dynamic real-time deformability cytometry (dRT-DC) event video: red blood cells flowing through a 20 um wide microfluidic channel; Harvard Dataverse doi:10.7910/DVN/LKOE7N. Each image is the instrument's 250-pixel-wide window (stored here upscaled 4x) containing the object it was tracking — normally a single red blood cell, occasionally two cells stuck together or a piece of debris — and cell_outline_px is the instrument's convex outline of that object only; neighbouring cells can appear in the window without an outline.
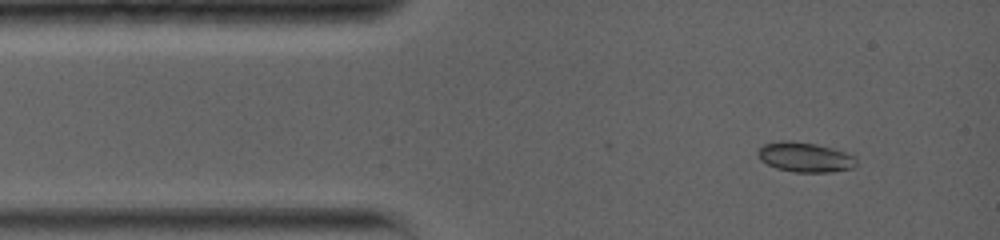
{"species": "common noctule bat (a hibernating species)", "species_latin": "Nyctalus noctula", "temperature_condition": "warm", "stored_images_in_passage": 25, "camera_frame_rate_fps": 5000, "um_per_image_px": 0.085, "animal": {"sex": "female", "body_mass_g": 19.0, "forearm_length_mm": 56.7}, "frame": {"image": 1, "passage_image": 1, "time_ms": 0.0, "image_size_px": [1000, 240], "cell_outline_px": [[856, 164], [852, 168], [832, 172], [792, 172], [776, 168], [760, 160], [756, 156], [756, 152], [764, 144], [780, 140], [788, 140], [816, 144], [832, 148], [844, 152], [852, 156], [856, 160]], "centroid_in_image_um": [68.37, 13.36], "position_along_channel_um": 16.6, "area_um2": 17.11}}
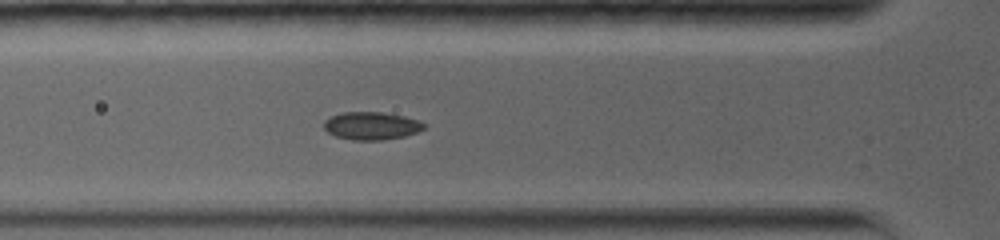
{"frame": {"image": 2, "passage_image": 14, "time_ms": 3.2, "image_size_px": [1000, 240], "cell_outline_px": [[424, 128], [416, 132], [404, 136], [380, 140], [352, 140], [336, 136], [328, 132], [324, 128], [324, 120], [340, 112], [380, 112], [404, 116], [416, 120], [424, 124]], "centroid_in_image_um": [31.52, 10.69], "position_along_channel_um": 94.3, "area_um2": 16.01}}
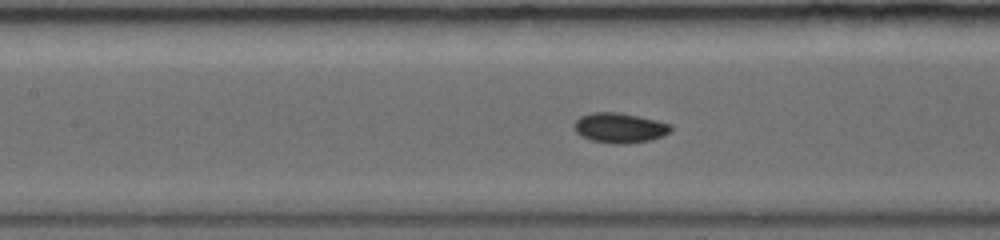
{"frame": {"image": 3, "passage_image": 20, "time_ms": 4.8, "image_size_px": [1000, 240], "cell_outline_px": [[672, 132], [664, 136], [648, 140], [628, 144], [612, 144], [592, 140], [580, 136], [576, 132], [572, 124], [580, 116], [592, 112], [620, 112], [656, 120], [672, 124]], "centroid_in_image_um": [52.67, 10.87], "position_along_channel_um": 154.7, "area_um2": 17.17}}